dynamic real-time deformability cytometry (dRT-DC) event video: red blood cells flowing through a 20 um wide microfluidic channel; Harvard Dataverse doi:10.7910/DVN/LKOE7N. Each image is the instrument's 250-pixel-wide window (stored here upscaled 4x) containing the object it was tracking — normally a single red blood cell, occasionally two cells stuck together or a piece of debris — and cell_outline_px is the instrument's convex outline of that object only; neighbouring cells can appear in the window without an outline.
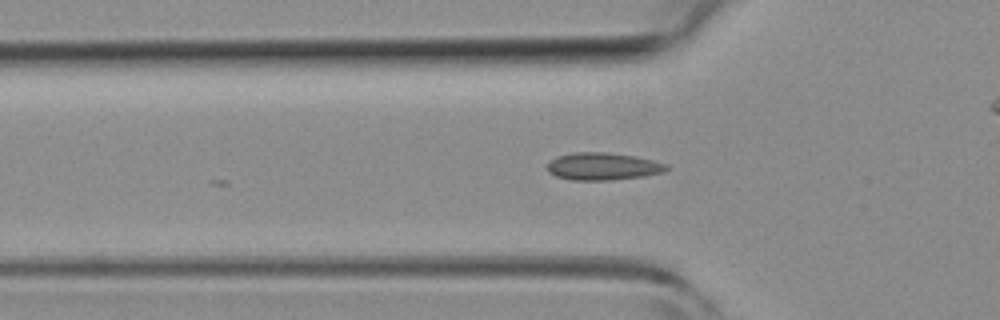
{"species": "common noctule bat (a hibernating species)", "species_latin": "Nyctalus noctula", "temperature_condition": "room temperature", "stored_images_in_passage": 12, "camera_frame_rate_fps": 3000, "um_per_image_px": 0.085, "animal": {"sex": "female", "body_mass_g": 19.3, "forearm_length_mm": 54.1}, "frame": {"image": 1, "passage_image": 8, "time_ms": 2.333, "image_size_px": [1000, 320], "cell_outline_px": [[668, 168], [664, 172], [644, 176], [612, 180], [572, 180], [556, 176], [548, 172], [548, 164], [556, 156], [572, 152], [608, 152], [636, 156], [668, 164]], "centroid_in_image_um": [51.25, 14.14], "position_along_channel_um": 74.5, "area_um2": 19.13}}
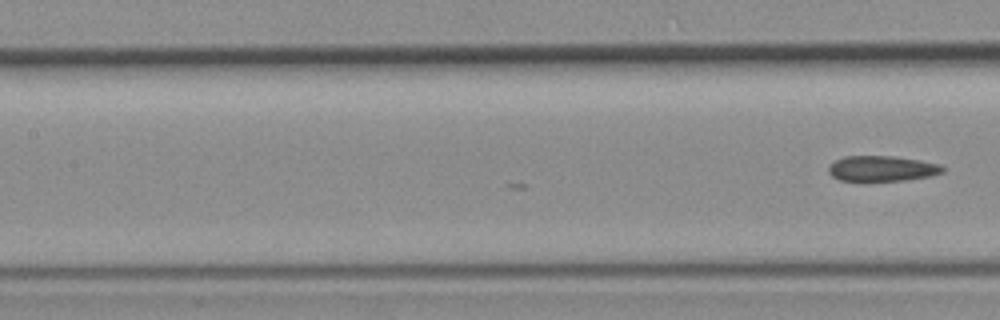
{"frame": {"image": 2, "passage_image": 12, "time_ms": 3.667, "image_size_px": [1000, 320], "cell_outline_px": [[944, 172], [928, 176], [904, 180], [840, 180], [832, 176], [828, 172], [828, 164], [844, 156], [892, 156], [920, 160], [940, 164], [944, 168]], "centroid_in_image_um": [74.94, 14.31], "position_along_channel_um": 132.5, "area_um2": 16.76}}